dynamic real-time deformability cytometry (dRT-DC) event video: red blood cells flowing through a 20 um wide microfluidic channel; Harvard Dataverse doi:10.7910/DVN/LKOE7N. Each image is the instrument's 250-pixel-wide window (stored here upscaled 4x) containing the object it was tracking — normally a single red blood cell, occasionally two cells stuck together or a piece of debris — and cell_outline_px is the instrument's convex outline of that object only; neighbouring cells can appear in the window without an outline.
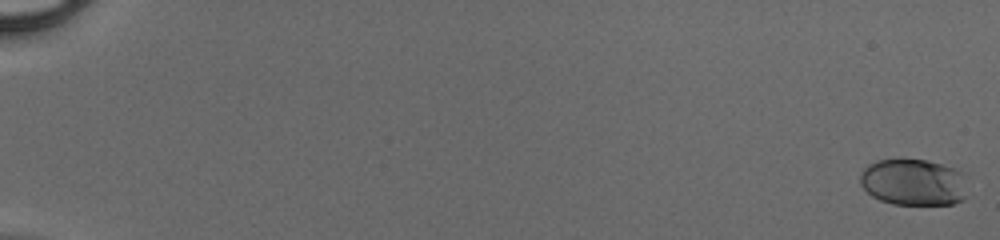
{"species": "human", "species_latin": "Homo sapiens", "temperature_condition": "cold", "stored_images_in_passage": 51, "camera_frame_rate_fps": 3000, "um_per_image_px": 0.085, "donor": {"sex": "male"}, "frame": {"image": 1, "passage_image": 1, "time_ms": 0.0, "image_size_px": [1000, 240], "cell_outline_px": [[964, 200], [952, 204], [892, 204], [880, 200], [872, 196], [860, 184], [860, 176], [864, 168], [868, 164], [876, 160], [924, 160], [940, 164], [964, 172]], "centroid_in_image_um": [77.62, 15.5], "position_along_channel_um": 7.4, "area_um2": 28.9}}
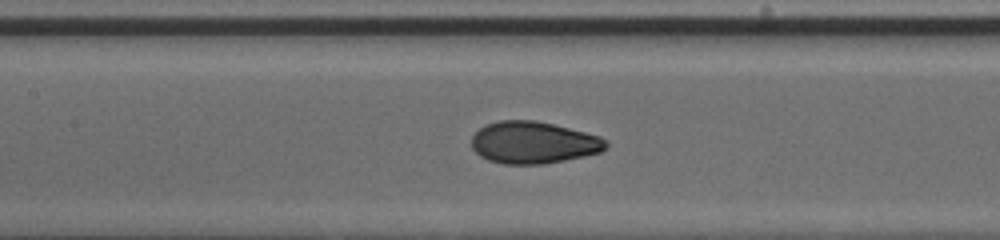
{"frame": {"image": 2, "passage_image": 27, "time_ms": 8.667, "image_size_px": [1000, 240], "cell_outline_px": [[608, 144], [600, 152], [584, 156], [544, 164], [504, 164], [488, 160], [480, 156], [472, 148], [472, 136], [484, 124], [500, 120], [536, 120], [600, 136], [608, 140]], "centroid_in_image_um": [45.32, 12.11], "position_along_channel_um": 162.1, "area_um2": 32.89}}
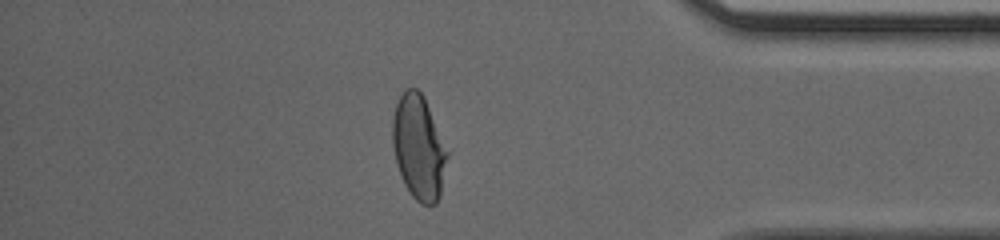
{"frame": {"image": 3, "passage_image": 45, "time_ms": 14.667, "image_size_px": [1000, 240], "cell_outline_px": [[448, 156], [440, 196], [436, 204], [420, 204], [412, 196], [404, 184], [396, 160], [392, 144], [392, 116], [396, 104], [400, 96], [408, 88], [416, 88], [424, 96], [448, 152]], "centroid_in_image_um": [35.58, 12.54], "position_along_channel_um": 399.6, "area_um2": 33.12}}